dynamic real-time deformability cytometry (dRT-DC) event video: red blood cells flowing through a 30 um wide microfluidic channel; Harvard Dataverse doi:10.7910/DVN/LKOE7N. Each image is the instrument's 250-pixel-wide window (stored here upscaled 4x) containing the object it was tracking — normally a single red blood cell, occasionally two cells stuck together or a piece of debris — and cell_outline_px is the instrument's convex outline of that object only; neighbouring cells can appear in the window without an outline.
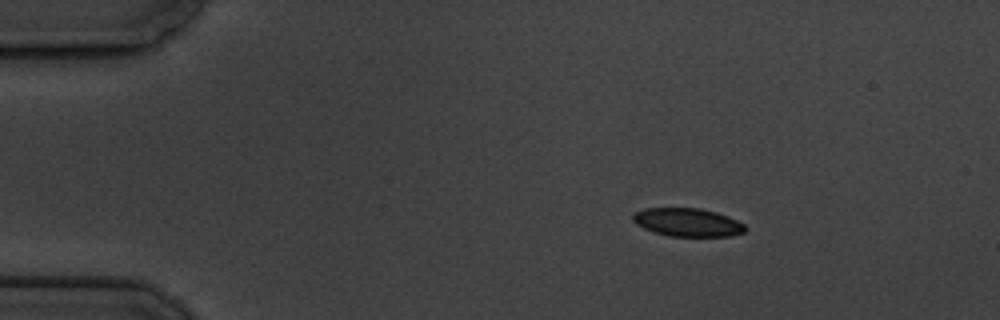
{"species": "common noctule bat (a hibernating species)", "species_latin": "Nyctalus noctula", "temperature_condition": "cold", "stored_images_in_passage": 4, "camera_frame_rate_fps": 3000, "um_per_image_px": 0.085, "animal": {"sex": "male", "body_mass_g": 19.5, "forearm_length_mm": 54.6}, "frame": {"image": 1, "passage_image": 2, "time_ms": 1.333, "image_size_px": [1000, 320], "cell_outline_px": [[744, 232], [732, 236], [668, 236], [644, 228], [636, 224], [632, 220], [632, 216], [636, 212], [644, 208], [700, 208], [716, 212], [728, 216], [744, 224]], "centroid_in_image_um": [58.43, 18.89], "position_along_channel_um": 26.6, "area_um2": 18.38}}